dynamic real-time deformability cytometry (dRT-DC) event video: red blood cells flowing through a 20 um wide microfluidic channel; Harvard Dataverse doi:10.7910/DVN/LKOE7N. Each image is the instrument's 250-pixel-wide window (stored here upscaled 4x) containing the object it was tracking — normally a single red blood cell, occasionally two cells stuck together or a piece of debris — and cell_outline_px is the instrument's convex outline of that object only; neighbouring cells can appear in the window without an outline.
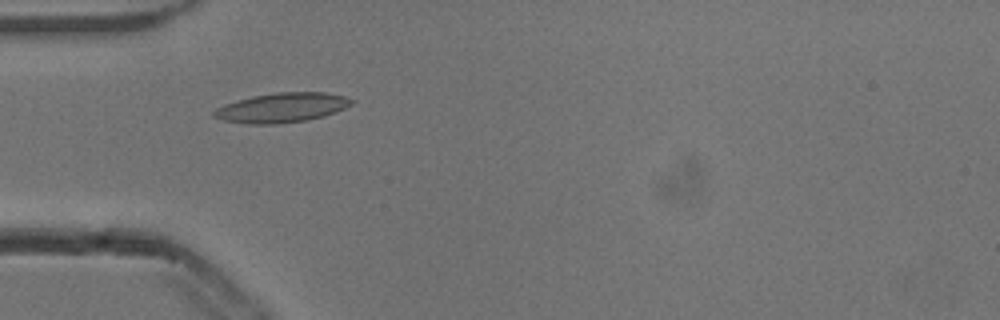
{"species": "common noctule bat (a hibernating species)", "species_latin": "Nyctalus noctula", "temperature_condition": "cold", "stored_images_in_passage": 38, "camera_frame_rate_fps": 3000, "um_per_image_px": 0.085, "animal": {"sex": "male", "body_mass_g": 13.3}, "frame": {"image": 1, "passage_image": 1, "time_ms": 0.0, "image_size_px": [1000, 320], "cell_outline_px": [[356, 100], [352, 104], [336, 112], [324, 116], [308, 120], [276, 124], [248, 124], [224, 120], [212, 116], [212, 112], [216, 108], [224, 104], [252, 96], [276, 92], [328, 92], [344, 96]], "centroid_in_image_um": [23.98, 9.15], "position_along_channel_um": 61.0, "area_um2": 23.87}}
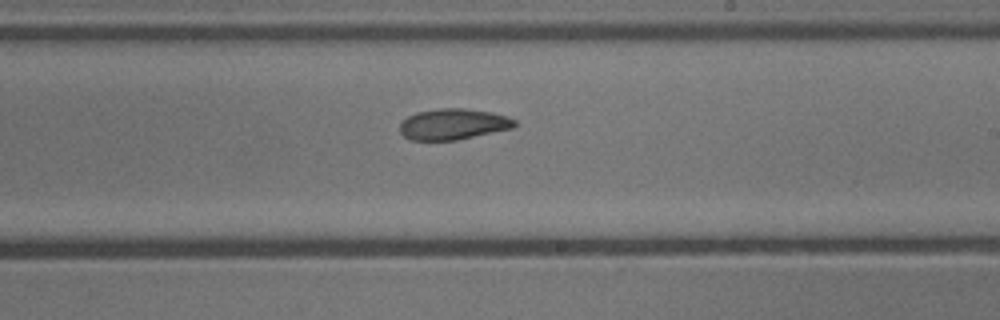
{"frame": {"image": 2, "passage_image": 16, "time_ms": 5.0, "image_size_px": [1000, 320], "cell_outline_px": [[516, 124], [512, 128], [456, 140], [412, 140], [404, 136], [400, 132], [400, 124], [408, 116], [416, 112], [440, 108], [464, 108], [492, 112], [508, 116], [516, 120]], "centroid_in_image_um": [38.53, 10.54], "position_along_channel_um": 250.5, "area_um2": 20.63}}
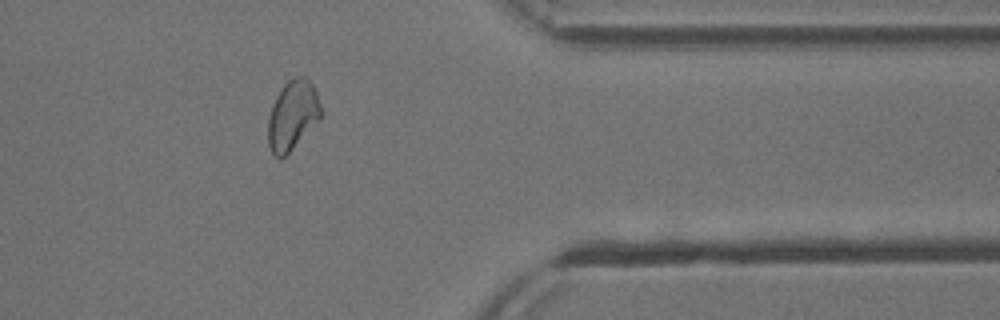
{"frame": {"image": 3, "passage_image": 28, "time_ms": 9.0, "image_size_px": [1000, 320], "cell_outline_px": [[324, 116], [280, 160], [272, 152], [268, 144], [268, 116], [272, 104], [276, 96], [284, 84], [288, 80], [296, 76], [304, 76], [312, 84], [316, 92], [324, 112]], "centroid_in_image_um": [24.89, 9.78], "position_along_channel_um": 386.5, "area_um2": 21.56}, "authors_computed_cell_mechanics": {"area_um2": 21.2993, "velocity_mm_per_s": 3.8204, "shape_relaxation_time_tau1_ms": 8.4572, "shape_relaxation_time_tau2_ms": 2.1248, "deformation_change_tau1": 0.1697, "deformation_change_tau2": 0.0652}}